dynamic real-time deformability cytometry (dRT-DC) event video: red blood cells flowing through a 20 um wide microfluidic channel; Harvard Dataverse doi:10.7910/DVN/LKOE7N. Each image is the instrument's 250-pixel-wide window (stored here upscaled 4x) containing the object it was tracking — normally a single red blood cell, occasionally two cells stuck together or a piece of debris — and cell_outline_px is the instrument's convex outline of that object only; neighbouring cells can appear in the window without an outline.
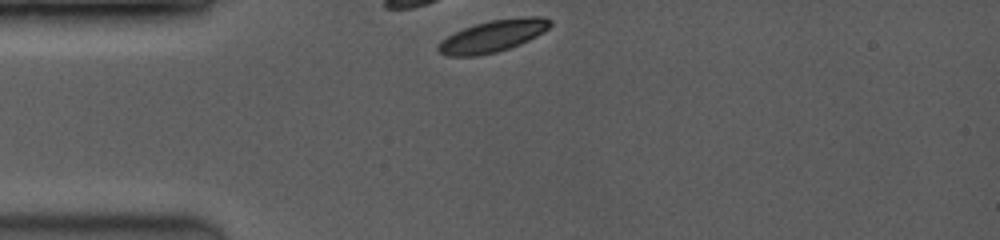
{"species": "common noctule bat (a hibernating species)", "species_latin": "Nyctalus noctula", "temperature_condition": "room temperature", "stored_images_in_passage": 3, "camera_frame_rate_fps": 3500, "um_per_image_px": 0.085, "animal": {"sex": "female", "body_mass_g": 19.0, "forearm_length_mm": 53.3}, "frame": {"image": 1, "passage_image": 1, "time_ms": 0.0, "image_size_px": [1000, 240], "cell_outline_px": [[552, 24], [548, 28], [536, 36], [520, 44], [496, 52], [476, 56], [448, 56], [440, 52], [436, 48], [440, 40], [464, 28], [476, 24], [492, 20], [528, 16], [544, 16], [552, 20]], "centroid_in_image_um": [41.9, 3.06], "position_along_channel_um": 43.1, "area_um2": 20.63}}